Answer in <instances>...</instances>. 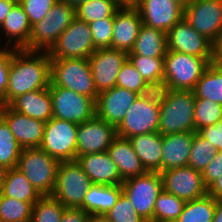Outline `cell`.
I'll use <instances>...</instances> for the list:
<instances>
[{
  "instance_id": "1",
  "label": "cell",
  "mask_w": 222,
  "mask_h": 222,
  "mask_svg": "<svg viewBox=\"0 0 222 222\" xmlns=\"http://www.w3.org/2000/svg\"><path fill=\"white\" fill-rule=\"evenodd\" d=\"M50 82L51 58L48 52L17 49L11 58L4 105L21 94L49 88Z\"/></svg>"
},
{
  "instance_id": "2",
  "label": "cell",
  "mask_w": 222,
  "mask_h": 222,
  "mask_svg": "<svg viewBox=\"0 0 222 222\" xmlns=\"http://www.w3.org/2000/svg\"><path fill=\"white\" fill-rule=\"evenodd\" d=\"M216 58H201L167 50L164 57V80L171 90L193 91L206 68Z\"/></svg>"
},
{
  "instance_id": "3",
  "label": "cell",
  "mask_w": 222,
  "mask_h": 222,
  "mask_svg": "<svg viewBox=\"0 0 222 222\" xmlns=\"http://www.w3.org/2000/svg\"><path fill=\"white\" fill-rule=\"evenodd\" d=\"M194 111L193 91L171 90L166 102L160 107L158 132L161 135L196 132Z\"/></svg>"
},
{
  "instance_id": "4",
  "label": "cell",
  "mask_w": 222,
  "mask_h": 222,
  "mask_svg": "<svg viewBox=\"0 0 222 222\" xmlns=\"http://www.w3.org/2000/svg\"><path fill=\"white\" fill-rule=\"evenodd\" d=\"M49 86L63 87L95 101L98 96L88 58L51 59Z\"/></svg>"
},
{
  "instance_id": "5",
  "label": "cell",
  "mask_w": 222,
  "mask_h": 222,
  "mask_svg": "<svg viewBox=\"0 0 222 222\" xmlns=\"http://www.w3.org/2000/svg\"><path fill=\"white\" fill-rule=\"evenodd\" d=\"M58 166L59 161L40 147L23 148L17 164L41 196L53 194Z\"/></svg>"
},
{
  "instance_id": "6",
  "label": "cell",
  "mask_w": 222,
  "mask_h": 222,
  "mask_svg": "<svg viewBox=\"0 0 222 222\" xmlns=\"http://www.w3.org/2000/svg\"><path fill=\"white\" fill-rule=\"evenodd\" d=\"M75 9L58 1L45 17L32 25L27 51H48L76 17Z\"/></svg>"
},
{
  "instance_id": "7",
  "label": "cell",
  "mask_w": 222,
  "mask_h": 222,
  "mask_svg": "<svg viewBox=\"0 0 222 222\" xmlns=\"http://www.w3.org/2000/svg\"><path fill=\"white\" fill-rule=\"evenodd\" d=\"M92 185L93 182L76 160L61 161L52 196L65 208H79Z\"/></svg>"
},
{
  "instance_id": "8",
  "label": "cell",
  "mask_w": 222,
  "mask_h": 222,
  "mask_svg": "<svg viewBox=\"0 0 222 222\" xmlns=\"http://www.w3.org/2000/svg\"><path fill=\"white\" fill-rule=\"evenodd\" d=\"M122 192L127 196L136 212L146 221L153 222L155 201L163 190L159 172L147 171L144 175L123 181Z\"/></svg>"
},
{
  "instance_id": "9",
  "label": "cell",
  "mask_w": 222,
  "mask_h": 222,
  "mask_svg": "<svg viewBox=\"0 0 222 222\" xmlns=\"http://www.w3.org/2000/svg\"><path fill=\"white\" fill-rule=\"evenodd\" d=\"M78 124L52 117L45 123L40 148L61 161L76 160Z\"/></svg>"
},
{
  "instance_id": "10",
  "label": "cell",
  "mask_w": 222,
  "mask_h": 222,
  "mask_svg": "<svg viewBox=\"0 0 222 222\" xmlns=\"http://www.w3.org/2000/svg\"><path fill=\"white\" fill-rule=\"evenodd\" d=\"M96 49L89 24L75 17L47 52L51 59L89 58Z\"/></svg>"
},
{
  "instance_id": "11",
  "label": "cell",
  "mask_w": 222,
  "mask_h": 222,
  "mask_svg": "<svg viewBox=\"0 0 222 222\" xmlns=\"http://www.w3.org/2000/svg\"><path fill=\"white\" fill-rule=\"evenodd\" d=\"M183 18L216 47L222 40V0H193Z\"/></svg>"
},
{
  "instance_id": "12",
  "label": "cell",
  "mask_w": 222,
  "mask_h": 222,
  "mask_svg": "<svg viewBox=\"0 0 222 222\" xmlns=\"http://www.w3.org/2000/svg\"><path fill=\"white\" fill-rule=\"evenodd\" d=\"M52 99L53 117L81 124L96 115L95 100L72 90L49 86Z\"/></svg>"
},
{
  "instance_id": "13",
  "label": "cell",
  "mask_w": 222,
  "mask_h": 222,
  "mask_svg": "<svg viewBox=\"0 0 222 222\" xmlns=\"http://www.w3.org/2000/svg\"><path fill=\"white\" fill-rule=\"evenodd\" d=\"M167 50L201 58H216V46L184 18L167 32Z\"/></svg>"
},
{
  "instance_id": "14",
  "label": "cell",
  "mask_w": 222,
  "mask_h": 222,
  "mask_svg": "<svg viewBox=\"0 0 222 222\" xmlns=\"http://www.w3.org/2000/svg\"><path fill=\"white\" fill-rule=\"evenodd\" d=\"M159 120L160 107L138 96L116 128V135L129 139L136 135L158 132Z\"/></svg>"
},
{
  "instance_id": "15",
  "label": "cell",
  "mask_w": 222,
  "mask_h": 222,
  "mask_svg": "<svg viewBox=\"0 0 222 222\" xmlns=\"http://www.w3.org/2000/svg\"><path fill=\"white\" fill-rule=\"evenodd\" d=\"M163 190L185 201L202 198L208 194L201 172L190 166L161 172Z\"/></svg>"
},
{
  "instance_id": "16",
  "label": "cell",
  "mask_w": 222,
  "mask_h": 222,
  "mask_svg": "<svg viewBox=\"0 0 222 222\" xmlns=\"http://www.w3.org/2000/svg\"><path fill=\"white\" fill-rule=\"evenodd\" d=\"M127 58L128 53L112 48L96 49L91 54L88 60L98 93L116 86L121 66Z\"/></svg>"
},
{
  "instance_id": "17",
  "label": "cell",
  "mask_w": 222,
  "mask_h": 222,
  "mask_svg": "<svg viewBox=\"0 0 222 222\" xmlns=\"http://www.w3.org/2000/svg\"><path fill=\"white\" fill-rule=\"evenodd\" d=\"M116 136V128L95 115L78 125L77 156L107 152Z\"/></svg>"
},
{
  "instance_id": "18",
  "label": "cell",
  "mask_w": 222,
  "mask_h": 222,
  "mask_svg": "<svg viewBox=\"0 0 222 222\" xmlns=\"http://www.w3.org/2000/svg\"><path fill=\"white\" fill-rule=\"evenodd\" d=\"M136 8L144 25L166 34L184 16V7L174 0H139Z\"/></svg>"
},
{
  "instance_id": "19",
  "label": "cell",
  "mask_w": 222,
  "mask_h": 222,
  "mask_svg": "<svg viewBox=\"0 0 222 222\" xmlns=\"http://www.w3.org/2000/svg\"><path fill=\"white\" fill-rule=\"evenodd\" d=\"M139 95L115 86L98 94L96 116L117 128Z\"/></svg>"
},
{
  "instance_id": "20",
  "label": "cell",
  "mask_w": 222,
  "mask_h": 222,
  "mask_svg": "<svg viewBox=\"0 0 222 222\" xmlns=\"http://www.w3.org/2000/svg\"><path fill=\"white\" fill-rule=\"evenodd\" d=\"M0 116L6 121L22 148L40 147L45 122L14 111L9 105L0 106Z\"/></svg>"
},
{
  "instance_id": "21",
  "label": "cell",
  "mask_w": 222,
  "mask_h": 222,
  "mask_svg": "<svg viewBox=\"0 0 222 222\" xmlns=\"http://www.w3.org/2000/svg\"><path fill=\"white\" fill-rule=\"evenodd\" d=\"M143 25L136 7L119 8L114 16L111 48L129 53Z\"/></svg>"
},
{
  "instance_id": "22",
  "label": "cell",
  "mask_w": 222,
  "mask_h": 222,
  "mask_svg": "<svg viewBox=\"0 0 222 222\" xmlns=\"http://www.w3.org/2000/svg\"><path fill=\"white\" fill-rule=\"evenodd\" d=\"M76 161L93 184L121 185L123 183L117 165L107 152L76 156Z\"/></svg>"
},
{
  "instance_id": "23",
  "label": "cell",
  "mask_w": 222,
  "mask_h": 222,
  "mask_svg": "<svg viewBox=\"0 0 222 222\" xmlns=\"http://www.w3.org/2000/svg\"><path fill=\"white\" fill-rule=\"evenodd\" d=\"M195 132L162 135L161 172L188 166Z\"/></svg>"
},
{
  "instance_id": "24",
  "label": "cell",
  "mask_w": 222,
  "mask_h": 222,
  "mask_svg": "<svg viewBox=\"0 0 222 222\" xmlns=\"http://www.w3.org/2000/svg\"><path fill=\"white\" fill-rule=\"evenodd\" d=\"M107 153L117 165L122 181L144 175L147 172L129 139L116 136L107 149Z\"/></svg>"
},
{
  "instance_id": "25",
  "label": "cell",
  "mask_w": 222,
  "mask_h": 222,
  "mask_svg": "<svg viewBox=\"0 0 222 222\" xmlns=\"http://www.w3.org/2000/svg\"><path fill=\"white\" fill-rule=\"evenodd\" d=\"M14 111L48 122L53 117L49 88L21 94L8 104Z\"/></svg>"
},
{
  "instance_id": "26",
  "label": "cell",
  "mask_w": 222,
  "mask_h": 222,
  "mask_svg": "<svg viewBox=\"0 0 222 222\" xmlns=\"http://www.w3.org/2000/svg\"><path fill=\"white\" fill-rule=\"evenodd\" d=\"M129 140L146 171L161 173L162 135L153 132L136 135Z\"/></svg>"
},
{
  "instance_id": "27",
  "label": "cell",
  "mask_w": 222,
  "mask_h": 222,
  "mask_svg": "<svg viewBox=\"0 0 222 222\" xmlns=\"http://www.w3.org/2000/svg\"><path fill=\"white\" fill-rule=\"evenodd\" d=\"M122 193V185L93 184L79 207L89 215H105L116 204Z\"/></svg>"
},
{
  "instance_id": "28",
  "label": "cell",
  "mask_w": 222,
  "mask_h": 222,
  "mask_svg": "<svg viewBox=\"0 0 222 222\" xmlns=\"http://www.w3.org/2000/svg\"><path fill=\"white\" fill-rule=\"evenodd\" d=\"M9 37L7 46L15 39L14 48L24 49L30 39L32 25L19 2H17L0 26Z\"/></svg>"
},
{
  "instance_id": "29",
  "label": "cell",
  "mask_w": 222,
  "mask_h": 222,
  "mask_svg": "<svg viewBox=\"0 0 222 222\" xmlns=\"http://www.w3.org/2000/svg\"><path fill=\"white\" fill-rule=\"evenodd\" d=\"M0 194L29 202L32 206L41 197L39 192L17 167L7 169Z\"/></svg>"
},
{
  "instance_id": "30",
  "label": "cell",
  "mask_w": 222,
  "mask_h": 222,
  "mask_svg": "<svg viewBox=\"0 0 222 222\" xmlns=\"http://www.w3.org/2000/svg\"><path fill=\"white\" fill-rule=\"evenodd\" d=\"M167 52V34L155 28L142 25L134 47L128 55L165 57Z\"/></svg>"
},
{
  "instance_id": "31",
  "label": "cell",
  "mask_w": 222,
  "mask_h": 222,
  "mask_svg": "<svg viewBox=\"0 0 222 222\" xmlns=\"http://www.w3.org/2000/svg\"><path fill=\"white\" fill-rule=\"evenodd\" d=\"M195 98H204L222 105V65L211 63L196 83Z\"/></svg>"
},
{
  "instance_id": "32",
  "label": "cell",
  "mask_w": 222,
  "mask_h": 222,
  "mask_svg": "<svg viewBox=\"0 0 222 222\" xmlns=\"http://www.w3.org/2000/svg\"><path fill=\"white\" fill-rule=\"evenodd\" d=\"M216 199L210 195L186 201L175 222H212L216 210Z\"/></svg>"
},
{
  "instance_id": "33",
  "label": "cell",
  "mask_w": 222,
  "mask_h": 222,
  "mask_svg": "<svg viewBox=\"0 0 222 222\" xmlns=\"http://www.w3.org/2000/svg\"><path fill=\"white\" fill-rule=\"evenodd\" d=\"M186 201L165 190L159 194L153 210V222H175Z\"/></svg>"
},
{
  "instance_id": "34",
  "label": "cell",
  "mask_w": 222,
  "mask_h": 222,
  "mask_svg": "<svg viewBox=\"0 0 222 222\" xmlns=\"http://www.w3.org/2000/svg\"><path fill=\"white\" fill-rule=\"evenodd\" d=\"M22 149L8 124L0 116V164L6 169L16 168Z\"/></svg>"
},
{
  "instance_id": "35",
  "label": "cell",
  "mask_w": 222,
  "mask_h": 222,
  "mask_svg": "<svg viewBox=\"0 0 222 222\" xmlns=\"http://www.w3.org/2000/svg\"><path fill=\"white\" fill-rule=\"evenodd\" d=\"M119 7L112 0H89L75 9L76 17L87 24L102 18H114Z\"/></svg>"
},
{
  "instance_id": "36",
  "label": "cell",
  "mask_w": 222,
  "mask_h": 222,
  "mask_svg": "<svg viewBox=\"0 0 222 222\" xmlns=\"http://www.w3.org/2000/svg\"><path fill=\"white\" fill-rule=\"evenodd\" d=\"M32 205L0 194V222H31Z\"/></svg>"
},
{
  "instance_id": "37",
  "label": "cell",
  "mask_w": 222,
  "mask_h": 222,
  "mask_svg": "<svg viewBox=\"0 0 222 222\" xmlns=\"http://www.w3.org/2000/svg\"><path fill=\"white\" fill-rule=\"evenodd\" d=\"M65 209L52 195L41 196L32 207L31 222H60Z\"/></svg>"
},
{
  "instance_id": "38",
  "label": "cell",
  "mask_w": 222,
  "mask_h": 222,
  "mask_svg": "<svg viewBox=\"0 0 222 222\" xmlns=\"http://www.w3.org/2000/svg\"><path fill=\"white\" fill-rule=\"evenodd\" d=\"M194 112L196 132L203 127L219 124L222 121V105L208 99L195 98Z\"/></svg>"
},
{
  "instance_id": "39",
  "label": "cell",
  "mask_w": 222,
  "mask_h": 222,
  "mask_svg": "<svg viewBox=\"0 0 222 222\" xmlns=\"http://www.w3.org/2000/svg\"><path fill=\"white\" fill-rule=\"evenodd\" d=\"M216 149L197 132L194 133L188 166L203 172L216 154Z\"/></svg>"
},
{
  "instance_id": "40",
  "label": "cell",
  "mask_w": 222,
  "mask_h": 222,
  "mask_svg": "<svg viewBox=\"0 0 222 222\" xmlns=\"http://www.w3.org/2000/svg\"><path fill=\"white\" fill-rule=\"evenodd\" d=\"M128 59L145 82L159 81L164 78V57L128 55Z\"/></svg>"
},
{
  "instance_id": "41",
  "label": "cell",
  "mask_w": 222,
  "mask_h": 222,
  "mask_svg": "<svg viewBox=\"0 0 222 222\" xmlns=\"http://www.w3.org/2000/svg\"><path fill=\"white\" fill-rule=\"evenodd\" d=\"M105 216L112 222H146L134 209L127 196L122 192L116 204Z\"/></svg>"
},
{
  "instance_id": "42",
  "label": "cell",
  "mask_w": 222,
  "mask_h": 222,
  "mask_svg": "<svg viewBox=\"0 0 222 222\" xmlns=\"http://www.w3.org/2000/svg\"><path fill=\"white\" fill-rule=\"evenodd\" d=\"M146 84L142 75L136 70L131 61L127 58L122 64L118 74L116 86L140 93L141 88Z\"/></svg>"
},
{
  "instance_id": "43",
  "label": "cell",
  "mask_w": 222,
  "mask_h": 222,
  "mask_svg": "<svg viewBox=\"0 0 222 222\" xmlns=\"http://www.w3.org/2000/svg\"><path fill=\"white\" fill-rule=\"evenodd\" d=\"M170 92V85L162 79L159 81L146 82L138 95L153 105L161 107L166 102Z\"/></svg>"
},
{
  "instance_id": "44",
  "label": "cell",
  "mask_w": 222,
  "mask_h": 222,
  "mask_svg": "<svg viewBox=\"0 0 222 222\" xmlns=\"http://www.w3.org/2000/svg\"><path fill=\"white\" fill-rule=\"evenodd\" d=\"M114 18H102L89 23L94 46L97 49L111 48Z\"/></svg>"
},
{
  "instance_id": "45",
  "label": "cell",
  "mask_w": 222,
  "mask_h": 222,
  "mask_svg": "<svg viewBox=\"0 0 222 222\" xmlns=\"http://www.w3.org/2000/svg\"><path fill=\"white\" fill-rule=\"evenodd\" d=\"M59 0H19L31 25L42 20Z\"/></svg>"
},
{
  "instance_id": "46",
  "label": "cell",
  "mask_w": 222,
  "mask_h": 222,
  "mask_svg": "<svg viewBox=\"0 0 222 222\" xmlns=\"http://www.w3.org/2000/svg\"><path fill=\"white\" fill-rule=\"evenodd\" d=\"M6 46L5 49H0V106L4 105V96L8 86L9 68L13 53L17 50L12 46L11 49Z\"/></svg>"
},
{
  "instance_id": "47",
  "label": "cell",
  "mask_w": 222,
  "mask_h": 222,
  "mask_svg": "<svg viewBox=\"0 0 222 222\" xmlns=\"http://www.w3.org/2000/svg\"><path fill=\"white\" fill-rule=\"evenodd\" d=\"M222 175V151H216L214 158L202 172L203 181L208 188L214 181Z\"/></svg>"
},
{
  "instance_id": "48",
  "label": "cell",
  "mask_w": 222,
  "mask_h": 222,
  "mask_svg": "<svg viewBox=\"0 0 222 222\" xmlns=\"http://www.w3.org/2000/svg\"><path fill=\"white\" fill-rule=\"evenodd\" d=\"M197 133L208 140L217 151H222V121L219 124L203 127Z\"/></svg>"
},
{
  "instance_id": "49",
  "label": "cell",
  "mask_w": 222,
  "mask_h": 222,
  "mask_svg": "<svg viewBox=\"0 0 222 222\" xmlns=\"http://www.w3.org/2000/svg\"><path fill=\"white\" fill-rule=\"evenodd\" d=\"M89 214L80 208H66L60 222H88Z\"/></svg>"
},
{
  "instance_id": "50",
  "label": "cell",
  "mask_w": 222,
  "mask_h": 222,
  "mask_svg": "<svg viewBox=\"0 0 222 222\" xmlns=\"http://www.w3.org/2000/svg\"><path fill=\"white\" fill-rule=\"evenodd\" d=\"M17 2V0H0V26Z\"/></svg>"
},
{
  "instance_id": "51",
  "label": "cell",
  "mask_w": 222,
  "mask_h": 222,
  "mask_svg": "<svg viewBox=\"0 0 222 222\" xmlns=\"http://www.w3.org/2000/svg\"><path fill=\"white\" fill-rule=\"evenodd\" d=\"M208 195L216 200L222 199V175L208 187Z\"/></svg>"
},
{
  "instance_id": "52",
  "label": "cell",
  "mask_w": 222,
  "mask_h": 222,
  "mask_svg": "<svg viewBox=\"0 0 222 222\" xmlns=\"http://www.w3.org/2000/svg\"><path fill=\"white\" fill-rule=\"evenodd\" d=\"M212 222H222V199L216 201V210Z\"/></svg>"
},
{
  "instance_id": "53",
  "label": "cell",
  "mask_w": 222,
  "mask_h": 222,
  "mask_svg": "<svg viewBox=\"0 0 222 222\" xmlns=\"http://www.w3.org/2000/svg\"><path fill=\"white\" fill-rule=\"evenodd\" d=\"M119 8L136 7L139 0H112Z\"/></svg>"
},
{
  "instance_id": "54",
  "label": "cell",
  "mask_w": 222,
  "mask_h": 222,
  "mask_svg": "<svg viewBox=\"0 0 222 222\" xmlns=\"http://www.w3.org/2000/svg\"><path fill=\"white\" fill-rule=\"evenodd\" d=\"M88 222H112L105 215H95L89 216Z\"/></svg>"
},
{
  "instance_id": "55",
  "label": "cell",
  "mask_w": 222,
  "mask_h": 222,
  "mask_svg": "<svg viewBox=\"0 0 222 222\" xmlns=\"http://www.w3.org/2000/svg\"><path fill=\"white\" fill-rule=\"evenodd\" d=\"M61 2L67 3L71 5L74 9L78 8L81 4L89 1V0H59Z\"/></svg>"
},
{
  "instance_id": "56",
  "label": "cell",
  "mask_w": 222,
  "mask_h": 222,
  "mask_svg": "<svg viewBox=\"0 0 222 222\" xmlns=\"http://www.w3.org/2000/svg\"><path fill=\"white\" fill-rule=\"evenodd\" d=\"M216 61L222 65V40L220 44L216 47Z\"/></svg>"
},
{
  "instance_id": "57",
  "label": "cell",
  "mask_w": 222,
  "mask_h": 222,
  "mask_svg": "<svg viewBox=\"0 0 222 222\" xmlns=\"http://www.w3.org/2000/svg\"><path fill=\"white\" fill-rule=\"evenodd\" d=\"M7 169L0 164V193Z\"/></svg>"
},
{
  "instance_id": "58",
  "label": "cell",
  "mask_w": 222,
  "mask_h": 222,
  "mask_svg": "<svg viewBox=\"0 0 222 222\" xmlns=\"http://www.w3.org/2000/svg\"><path fill=\"white\" fill-rule=\"evenodd\" d=\"M177 3H179L181 6H183L184 8L186 6H188L193 0H174Z\"/></svg>"
}]
</instances>
